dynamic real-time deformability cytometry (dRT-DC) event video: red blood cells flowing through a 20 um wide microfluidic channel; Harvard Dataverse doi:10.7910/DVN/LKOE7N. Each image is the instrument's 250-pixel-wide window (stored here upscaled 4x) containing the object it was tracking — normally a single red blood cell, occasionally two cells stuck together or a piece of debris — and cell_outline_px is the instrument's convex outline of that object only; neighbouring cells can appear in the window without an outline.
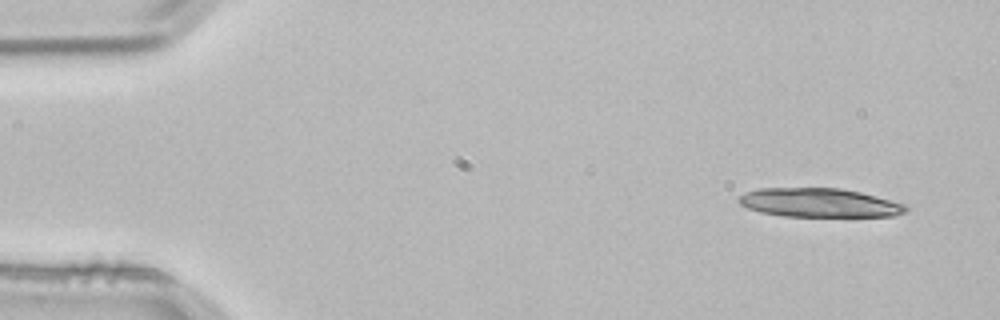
{"species": "common noctule bat (a hibernating species)", "species_latin": "Nyctalus noctula", "temperature_condition": "room temperature", "stored_images_in_passage": 3, "camera_frame_rate_fps": 3000, "um_per_image_px": 0.085, "animal": {"sex": "male", "body_mass_g": 21.5, "forearm_length_mm": 52.0}, "frame": {"image": 1, "passage_image": 1, "time_ms": 0.0, "image_size_px": [1000, 320], "cell_outline_px": [[908, 208], [904, 212], [892, 216], [784, 216], [760, 212], [748, 208], [740, 204], [736, 200], [744, 192], [760, 188], [840, 188], [860, 192], [904, 204]], "centroid_in_image_um": [69.57, 17.23], "position_along_channel_um": 15.4, "area_um2": 27.92}}